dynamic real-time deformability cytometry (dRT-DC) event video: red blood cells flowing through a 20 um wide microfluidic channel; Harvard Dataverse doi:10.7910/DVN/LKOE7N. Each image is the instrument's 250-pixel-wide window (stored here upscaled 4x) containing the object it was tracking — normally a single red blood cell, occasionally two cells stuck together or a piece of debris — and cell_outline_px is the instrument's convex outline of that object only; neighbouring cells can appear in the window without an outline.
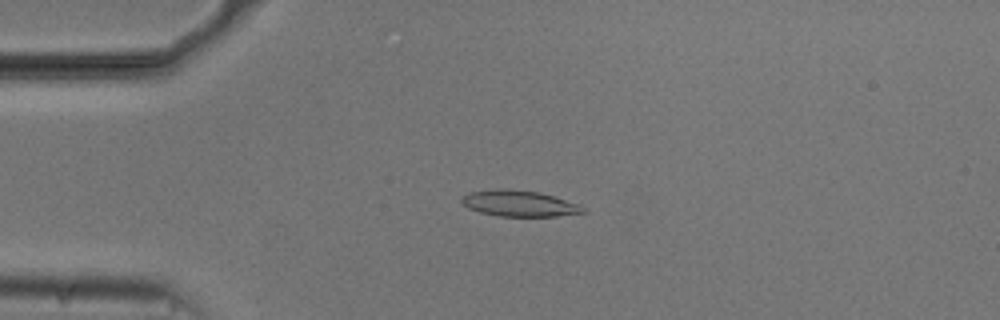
{"species": "common noctule bat (a hibernating species)", "species_latin": "Nyctalus noctula", "temperature_condition": "cold", "stored_images_in_passage": 54, "camera_frame_rate_fps": 3000, "um_per_image_px": 0.085, "animal": {"sex": "male", "body_mass_g": 20.5, "forearm_length_mm": 52.5}, "frame": {"image": 1, "passage_image": 13, "time_ms": 4.0, "image_size_px": [1000, 320], "cell_outline_px": [[588, 212], [556, 216], [500, 216], [480, 212], [468, 208], [460, 200], [468, 192], [500, 188], [504, 188], [540, 192], [588, 208]], "centroid_in_image_um": [44.13, 17.29], "position_along_channel_um": 40.9, "area_um2": 18.32}}
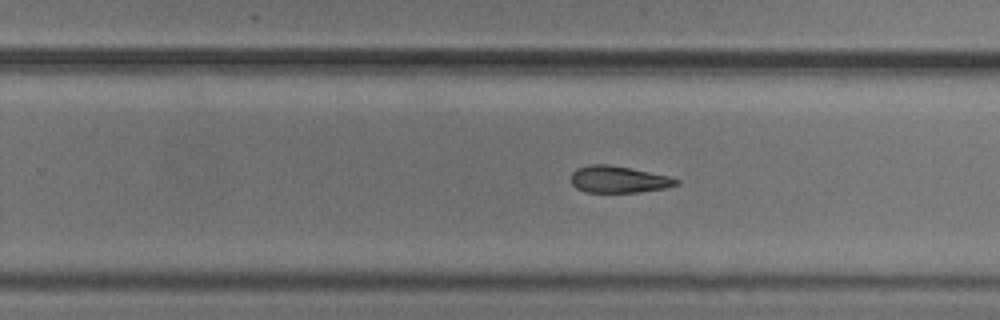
{"frame": {"image": 2, "passage_image": 34, "time_ms": 11.0, "image_size_px": [1000, 320], "cell_outline_px": [[680, 184], [664, 188], [640, 192], [584, 192], [576, 188], [572, 184], [572, 172], [576, 168], [588, 164], [608, 164], [668, 176], [680, 180]], "centroid_in_image_um": [52.55, 15.25], "position_along_channel_um": 277.3, "area_um2": 16.36}}
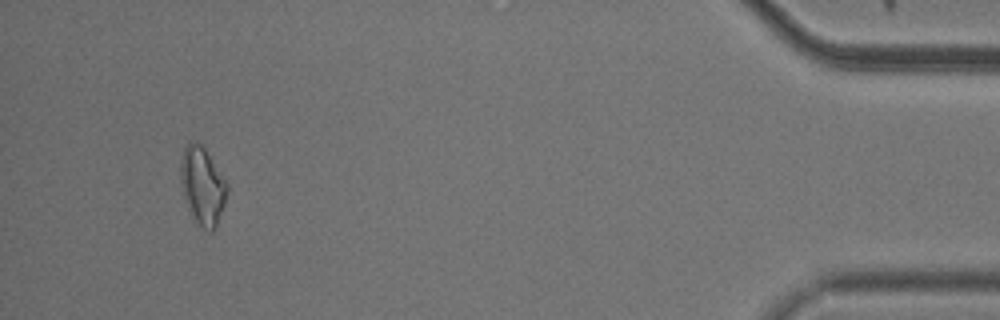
{"frame": {"image": 3, "passage_image": 51, "time_ms": 16.667, "image_size_px": [1000, 320], "cell_outline_px": [[228, 188], [224, 204], [216, 228], [212, 232], [204, 228], [188, 212], [180, 180], [180, 160], [184, 148], [188, 140], [192, 140], [200, 144], [204, 148], [228, 184]], "centroid_in_image_um": [17.19, 15.78], "position_along_channel_um": 418.0, "area_um2": 20.98}, "authors_computed_cell_mechanics": {"area_um2": 17.9758, "velocity_mm_per_s": 3.73, "shape_relaxation_time_tau1_ms": 3.7537, "shape_relaxation_time_tau2_ms": 9.7958, "deformation_change_tau1": 0.117, "deformation_change_tau2": 0.2215}}